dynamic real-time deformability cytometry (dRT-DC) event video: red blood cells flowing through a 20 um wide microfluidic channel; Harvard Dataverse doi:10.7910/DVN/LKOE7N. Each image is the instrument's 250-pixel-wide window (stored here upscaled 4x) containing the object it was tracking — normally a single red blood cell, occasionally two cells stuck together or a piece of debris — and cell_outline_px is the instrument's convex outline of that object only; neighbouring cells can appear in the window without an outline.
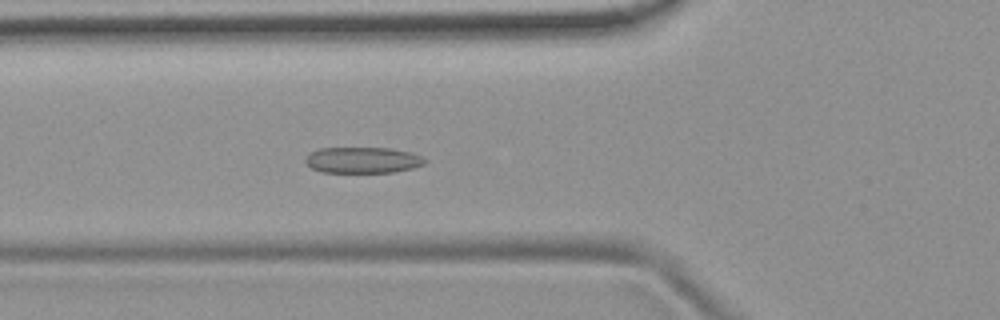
{"species": "common noctule bat (a hibernating species)", "species_latin": "Nyctalus noctula", "temperature_condition": "room temperature", "stored_images_in_passage": 53, "camera_frame_rate_fps": 3000, "um_per_image_px": 0.085, "animal": {"sex": "female", "body_mass_g": 19.9}, "frame": {"image": 1, "passage_image": 19, "time_ms": 6.0, "image_size_px": [1000, 320], "cell_outline_px": [[428, 160], [424, 164], [412, 168], [392, 172], [320, 172], [312, 168], [304, 160], [312, 152], [320, 148], [392, 148], [412, 152]], "centroid_in_image_um": [30.86, 13.6], "position_along_channel_um": 94.9, "area_um2": 18.03}}
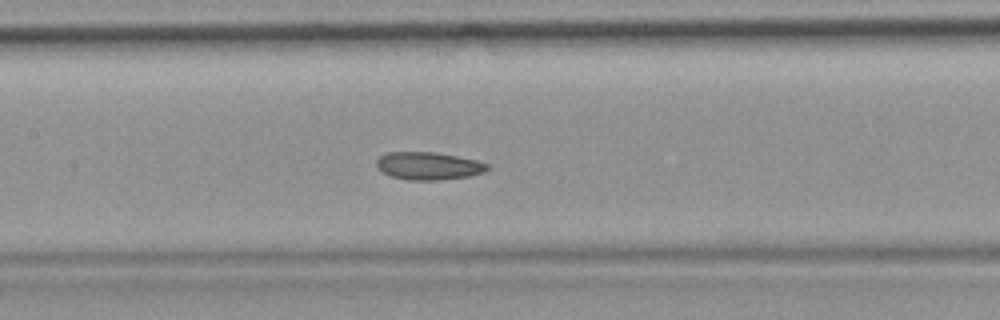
{"frame": {"image": 2, "passage_image": 25, "time_ms": 8.0, "image_size_px": [1000, 320], "cell_outline_px": [[488, 168], [484, 172], [468, 176], [436, 180], [408, 180], [392, 176], [384, 172], [376, 164], [376, 160], [380, 156], [388, 152], [436, 152], [476, 160], [488, 164]], "centroid_in_image_um": [36.42, 14.09], "position_along_channel_um": 171.0, "area_um2": 17.63}}
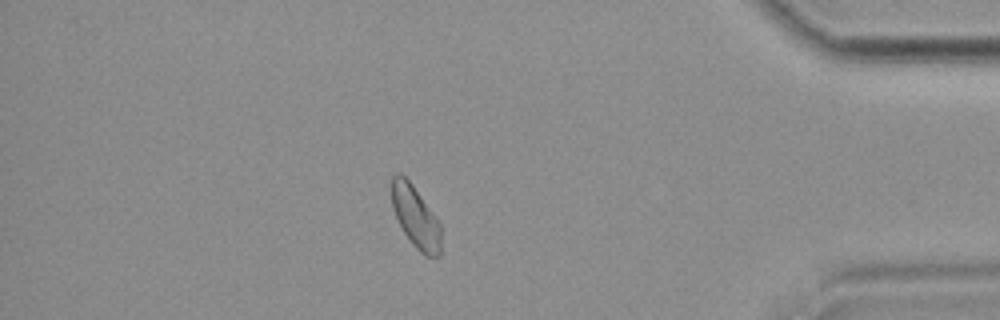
{"frame": {"image": 3, "passage_image": 46, "time_ms": 15.0, "image_size_px": [1000, 320], "cell_outline_px": [[440, 256], [424, 256], [412, 244], [404, 232], [392, 208], [392, 176], [396, 172], [400, 172], [412, 184], [440, 224]], "centroid_in_image_um": [35.31, 18.44], "position_along_channel_um": 399.9, "area_um2": 17.4}, "authors_computed_cell_mechanics": {"area_um2": 18.6694, "velocity_mm_per_s": 3.7898, "shape_relaxation_time_tau1_ms": null, "shape_relaxation_time_tau2_ms": 5.1827, "deformation_change_tau1": null, "deformation_change_tau2": 0.0854}}